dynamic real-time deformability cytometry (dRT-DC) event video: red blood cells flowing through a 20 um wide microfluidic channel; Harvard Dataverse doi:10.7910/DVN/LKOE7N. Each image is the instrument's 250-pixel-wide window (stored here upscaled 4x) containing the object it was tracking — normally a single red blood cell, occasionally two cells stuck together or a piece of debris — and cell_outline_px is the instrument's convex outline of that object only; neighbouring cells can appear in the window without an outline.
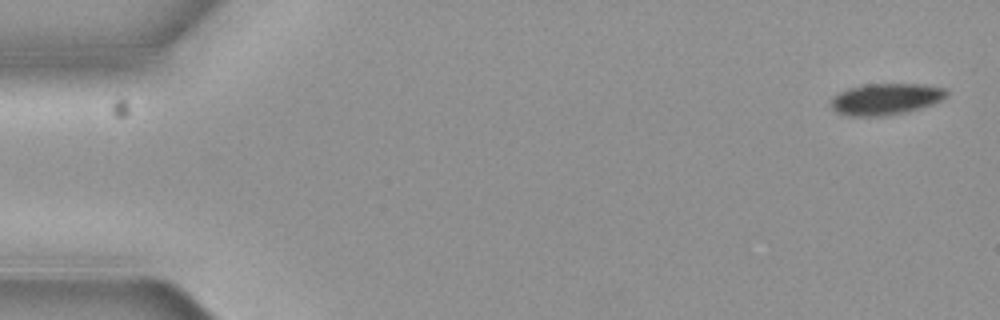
{"species": "common noctule bat (a hibernating species)", "species_latin": "Nyctalus noctula", "temperature_condition": "cold", "stored_images_in_passage": 6, "camera_frame_rate_fps": 3000, "um_per_image_px": 0.085, "animal": {"sex": "female", "body_mass_g": 19.3, "forearm_length_mm": 54.1}, "frame": {"image": 1, "passage_image": 1, "time_ms": 0.0, "image_size_px": [1000, 320], "cell_outline_px": [[948, 96], [932, 104], [920, 108], [904, 112], [884, 116], [848, 116], [836, 112], [832, 108], [832, 96], [848, 88], [868, 84], [924, 84], [948, 88]], "centroid_in_image_um": [75.31, 8.41], "position_along_channel_um": 9.7, "area_um2": 21.21}}
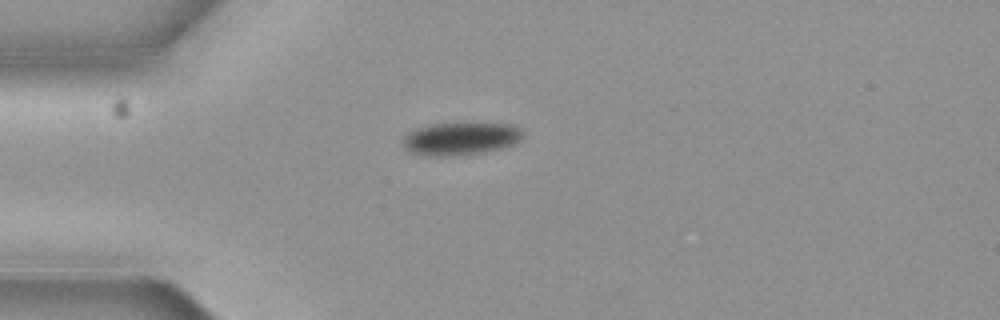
{"frame": {"image": 2, "passage_image": 4, "time_ms": 1.0, "image_size_px": [1000, 320], "cell_outline_px": [[524, 136], [520, 140], [512, 144], [500, 148], [484, 152], [416, 152], [408, 148], [404, 144], [404, 136], [408, 132], [416, 128], [428, 124], [464, 120], [512, 124], [520, 128]], "centroid_in_image_um": [39.29, 11.63], "position_along_channel_um": 45.7, "area_um2": 22.31}}
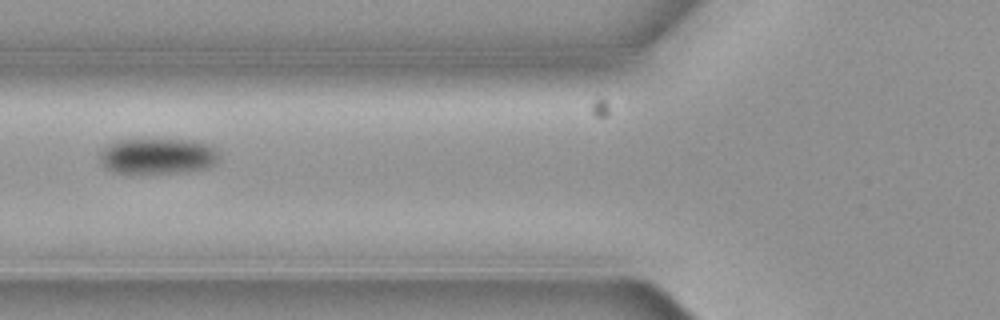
{"frame": {"image": 3, "passage_image": 6, "time_ms": 1.667, "image_size_px": [1000, 320], "cell_outline_px": [[220, 156], [212, 164], [204, 168], [176, 172], [116, 172], [104, 168], [100, 160], [100, 152], [108, 144], [116, 140], [140, 136], [184, 140], [204, 144], [212, 148]], "centroid_in_image_um": [13.28, 13.2], "position_along_channel_um": 112.5, "area_um2": 24.97}}